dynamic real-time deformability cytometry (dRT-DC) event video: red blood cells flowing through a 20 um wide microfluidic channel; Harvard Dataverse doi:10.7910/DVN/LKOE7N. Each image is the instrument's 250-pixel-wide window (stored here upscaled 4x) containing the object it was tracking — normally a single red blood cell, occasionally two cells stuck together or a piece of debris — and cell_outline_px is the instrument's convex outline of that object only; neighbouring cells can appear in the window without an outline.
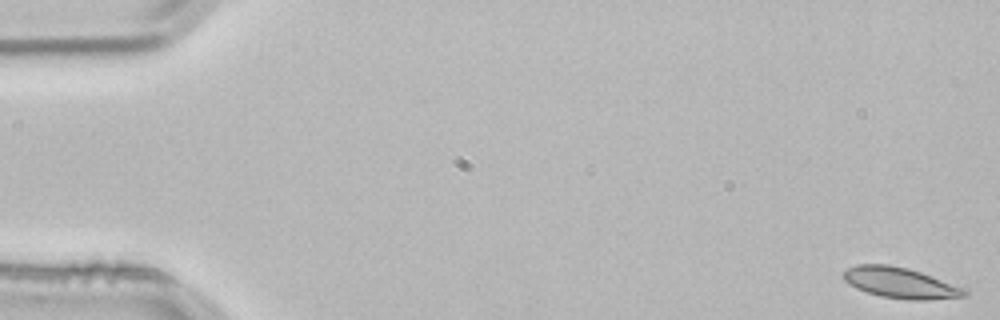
{"species": "common noctule bat (a hibernating species)", "species_latin": "Nyctalus noctula", "temperature_condition": "room temperature", "stored_images_in_passage": 4, "camera_frame_rate_fps": 3000, "um_per_image_px": 0.085, "animal": {"sex": "male", "body_mass_g": 21.5, "forearm_length_mm": 52.0}, "frame": {"image": 1, "passage_image": 1, "time_ms": 0.0, "image_size_px": [1000, 320], "cell_outline_px": [[968, 296], [928, 300], [908, 300], [880, 296], [856, 288], [848, 284], [840, 276], [848, 268], [856, 264], [888, 264], [908, 268], [932, 276], [964, 288], [968, 292]], "centroid_in_image_um": [76.51, 24.04], "position_along_channel_um": 8.5, "area_um2": 21.79}}
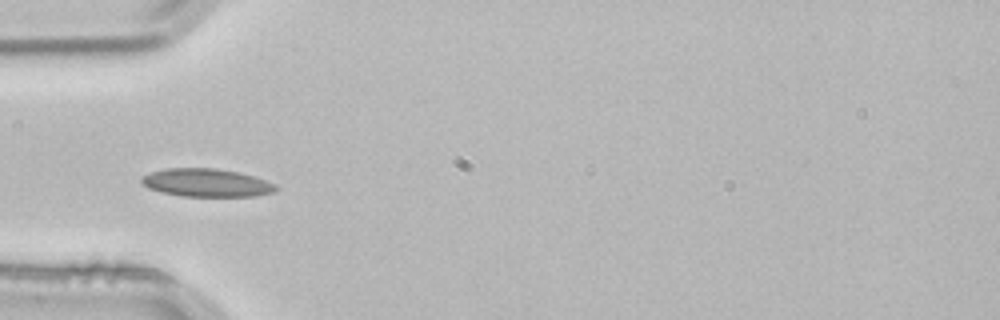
{"frame": {"image": 2, "passage_image": 4, "time_ms": 1.0, "image_size_px": [1000, 320], "cell_outline_px": [[280, 188], [276, 192], [256, 196], [180, 196], [160, 192], [148, 188], [140, 180], [140, 176], [164, 168], [216, 168], [240, 172], [276, 184]], "centroid_in_image_um": [17.56, 15.53], "position_along_channel_um": 67.4, "area_um2": 22.2}}